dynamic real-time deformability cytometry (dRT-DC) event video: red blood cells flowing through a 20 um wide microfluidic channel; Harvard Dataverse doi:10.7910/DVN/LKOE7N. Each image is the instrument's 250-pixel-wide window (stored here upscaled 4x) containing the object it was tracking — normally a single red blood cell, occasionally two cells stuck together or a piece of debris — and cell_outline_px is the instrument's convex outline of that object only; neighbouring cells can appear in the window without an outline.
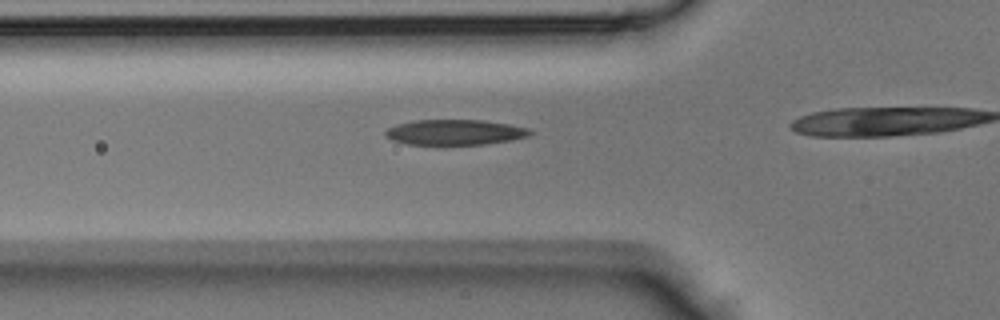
{"species": "Egyptian fruit bat (a non-hibernating species)", "species_latin": "Rousettus aegyptiacus", "temperature_condition": "room temperature", "stored_images_in_passage": 29, "camera_frame_rate_fps": 3000, "um_per_image_px": 0.085, "animal": {"sex": "male"}, "frame": {"image": 1, "passage_image": 9, "time_ms": 2.667, "image_size_px": [1000, 320], "cell_outline_px": [[532, 132], [528, 136], [512, 140], [484, 144], [408, 144], [392, 140], [384, 136], [384, 132], [388, 128], [396, 124], [416, 120], [484, 120], [508, 124], [528, 128]], "centroid_in_image_um": [38.64, 11.23], "position_along_channel_um": 87.2, "area_um2": 21.27}}
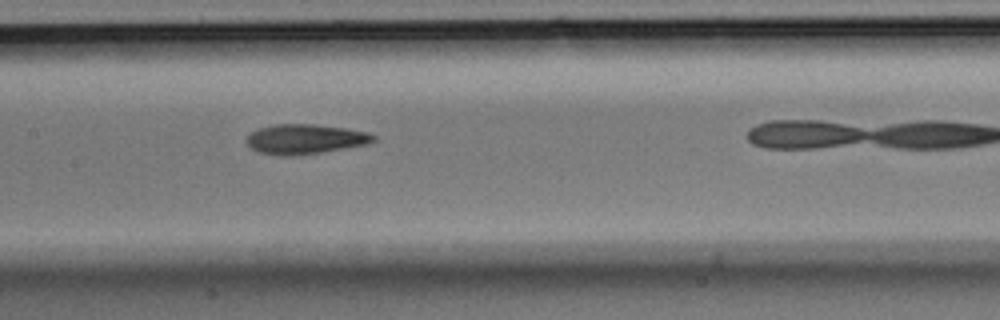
{"frame": {"image": 2, "passage_image": 15, "time_ms": 4.667, "image_size_px": [1000, 320], "cell_outline_px": [[376, 140], [368, 144], [320, 152], [292, 156], [280, 156], [260, 152], [252, 148], [244, 140], [252, 132], [260, 128], [276, 124], [312, 124], [344, 128], [368, 132], [376, 136]], "centroid_in_image_um": [25.94, 11.82], "position_along_channel_um": 181.5, "area_um2": 21.85}}
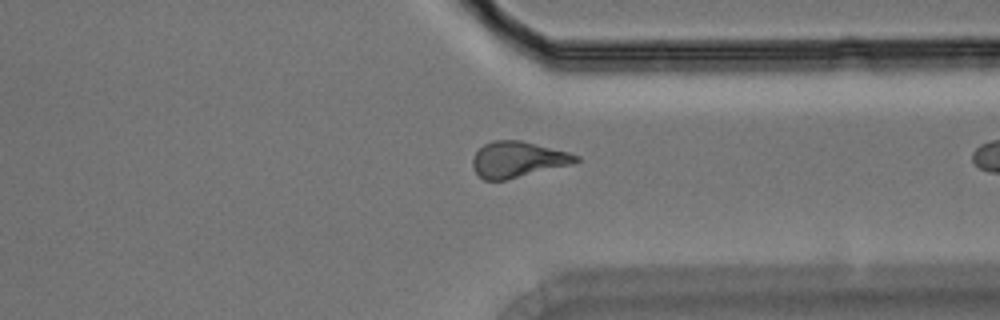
{"frame": {"image": 3, "passage_image": 27, "time_ms": 8.667, "image_size_px": [1000, 320], "cell_outline_px": [[580, 160], [572, 164], [504, 180], [484, 180], [472, 168], [472, 156], [484, 144], [492, 140], [520, 140], [568, 152], [580, 156]], "centroid_in_image_um": [43.98, 13.55], "position_along_channel_um": 367.4, "area_um2": 21.44}}